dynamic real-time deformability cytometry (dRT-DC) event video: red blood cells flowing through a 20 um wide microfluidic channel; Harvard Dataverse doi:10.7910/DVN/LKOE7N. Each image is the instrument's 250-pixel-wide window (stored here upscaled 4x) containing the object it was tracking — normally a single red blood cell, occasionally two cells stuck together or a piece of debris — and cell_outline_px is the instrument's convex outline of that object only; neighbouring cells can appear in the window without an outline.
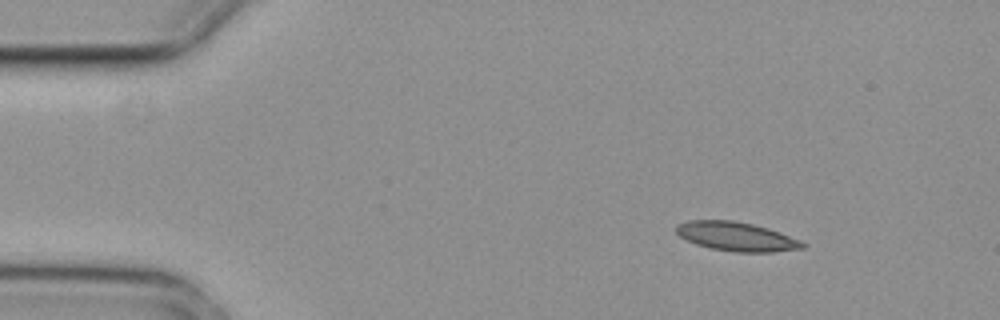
{"species": "common noctule bat (a hibernating species)", "species_latin": "Nyctalus noctula", "temperature_condition": "cold", "stored_images_in_passage": 4, "camera_frame_rate_fps": 3000, "um_per_image_px": 0.085, "animal": {"sex": "female", "body_mass_g": 29.2, "forearm_length_mm": 56.3}, "frame": {"image": 1, "passage_image": 1, "time_ms": 0.0, "image_size_px": [1000, 320], "cell_outline_px": [[808, 244], [804, 248], [772, 252], [736, 252], [712, 248], [696, 244], [680, 236], [676, 232], [676, 224], [688, 220], [732, 220], [752, 224], [768, 228], [780, 232], [800, 240]], "centroid_in_image_um": [62.62, 20.1], "position_along_channel_um": 22.4, "area_um2": 21.33}}